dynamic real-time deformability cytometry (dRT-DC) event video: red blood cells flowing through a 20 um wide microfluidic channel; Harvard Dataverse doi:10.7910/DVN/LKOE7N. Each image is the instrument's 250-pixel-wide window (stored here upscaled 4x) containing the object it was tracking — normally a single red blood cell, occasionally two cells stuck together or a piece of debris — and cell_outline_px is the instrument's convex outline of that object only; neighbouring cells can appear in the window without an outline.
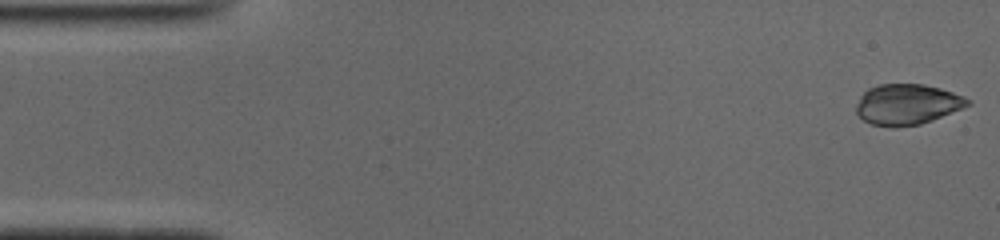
{"species": "common noctule bat (a hibernating species)", "species_latin": "Nyctalus noctula", "temperature_condition": "cold", "stored_images_in_passage": 50, "camera_frame_rate_fps": 3000, "um_per_image_px": 0.085, "animal": {"sex": "male", "body_mass_g": 19.0, "forearm_length_mm": 50.8}, "frame": {"image": 1, "passage_image": 1, "time_ms": 0.0, "image_size_px": [1000, 240], "cell_outline_px": [[972, 104], [932, 120], [920, 124], [872, 124], [864, 120], [856, 112], [856, 104], [860, 96], [868, 88], [880, 84], [924, 84], [940, 88], [964, 96], [972, 100]], "centroid_in_image_um": [77.14, 8.82], "position_along_channel_um": 7.9, "area_um2": 25.78}}
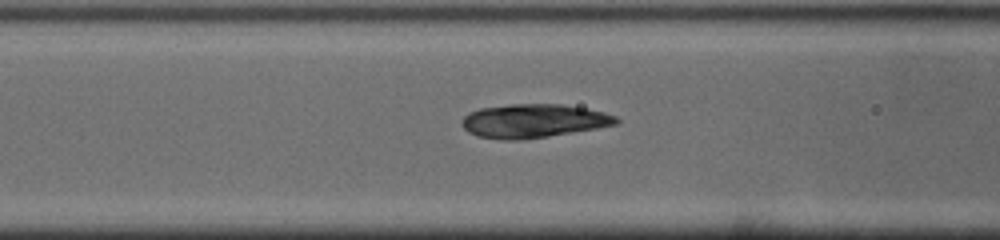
{"frame": {"image": 2, "passage_image": 19, "time_ms": 6.0, "image_size_px": [1000, 240], "cell_outline_px": [[620, 124], [548, 136], [520, 140], [500, 140], [480, 136], [468, 132], [460, 124], [464, 116], [468, 112], [480, 108], [512, 104], [560, 104], [584, 108], [604, 112], [616, 116], [620, 120]], "centroid_in_image_um": [45.34, 10.27], "position_along_channel_um": 121.3, "area_um2": 30.29}}
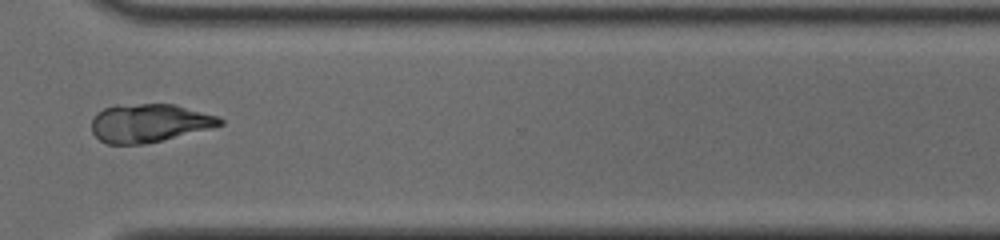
{"frame": {"image": 3, "passage_image": 37, "time_ms": 12.0, "image_size_px": [1000, 240], "cell_outline_px": [[224, 124], [212, 128], [144, 144], [108, 144], [100, 140], [92, 132], [92, 120], [96, 112], [104, 108], [116, 104], [176, 104], [220, 116], [224, 120]], "centroid_in_image_um": [12.7, 10.44], "position_along_channel_um": 357.9, "area_um2": 28.9}, "authors_computed_cell_mechanics": {"area_um2": 28.5821, "velocity_mm_per_s": 3.9366, "shape_relaxation_time_tau1_ms": null, "shape_relaxation_time_tau2_ms": 2.7533, "deformation_change_tau1": null, "deformation_change_tau2": 0.059}}